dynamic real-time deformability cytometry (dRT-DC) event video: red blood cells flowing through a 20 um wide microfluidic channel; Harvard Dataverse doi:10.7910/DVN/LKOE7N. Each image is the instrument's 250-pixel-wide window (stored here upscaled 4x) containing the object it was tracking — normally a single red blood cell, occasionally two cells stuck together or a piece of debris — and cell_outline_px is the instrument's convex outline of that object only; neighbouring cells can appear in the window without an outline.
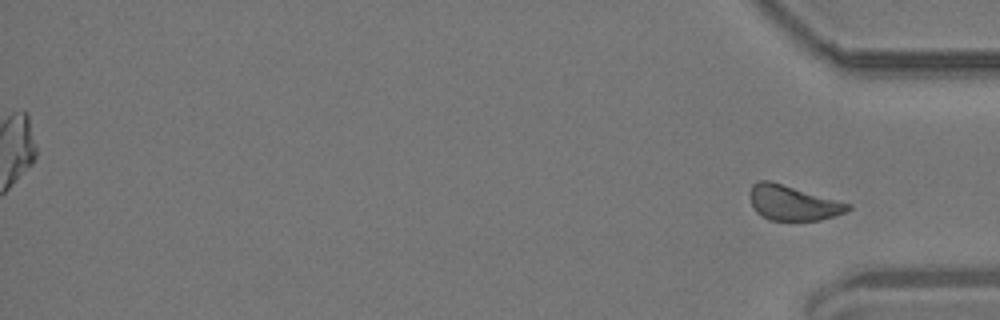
{"species": "common noctule bat (a hibernating species)", "species_latin": "Nyctalus noctula", "temperature_condition": "room temperature", "stored_images_in_passage": 55, "segment_of_instrument_passage": [2, 2], "camera_frame_rate_fps": 3000, "um_per_image_px": 0.085, "animal": {"sex": "male", "body_mass_g": 19.2, "forearm_length_mm": 51.8}, "frame": {"image": 1, "passage_image": 55, "time_ms": 18.0, "image_size_px": [1000, 320], "cell_outline_px": [[852, 208], [844, 212], [820, 220], [768, 220], [760, 216], [756, 212], [748, 196], [748, 192], [752, 184], [760, 180], [768, 180], [852, 204]], "centroid_in_image_um": [67.34, 17.24], "position_along_channel_um": 367.9, "area_um2": 19.94}}